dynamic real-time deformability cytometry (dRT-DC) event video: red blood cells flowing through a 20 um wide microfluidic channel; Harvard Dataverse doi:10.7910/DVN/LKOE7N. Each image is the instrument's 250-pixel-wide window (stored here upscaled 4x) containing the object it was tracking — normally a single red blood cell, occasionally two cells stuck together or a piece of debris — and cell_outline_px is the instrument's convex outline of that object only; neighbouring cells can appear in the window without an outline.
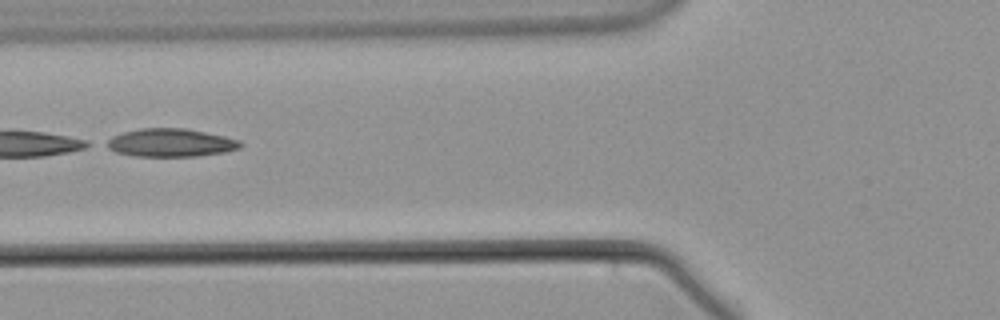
{"species": "common noctule bat (a hibernating species)", "species_latin": "Nyctalus noctula", "temperature_condition": "warm", "stored_images_in_passage": 24, "camera_frame_rate_fps": 3000, "um_per_image_px": 0.085, "animal": {"sex": "male", "body_mass_g": 21.5, "forearm_length_mm": 52.0}, "frame": {"image": 1, "passage_image": 22, "time_ms": 7.0, "image_size_px": [1000, 320], "cell_outline_px": [[244, 144], [240, 148], [224, 152], [196, 156], [132, 156], [116, 152], [100, 144], [104, 140], [112, 136], [124, 132], [140, 128], [188, 128], [224, 136], [240, 140]], "centroid_in_image_um": [14.45, 12.12], "position_along_channel_um": 111.3, "area_um2": 22.25}}